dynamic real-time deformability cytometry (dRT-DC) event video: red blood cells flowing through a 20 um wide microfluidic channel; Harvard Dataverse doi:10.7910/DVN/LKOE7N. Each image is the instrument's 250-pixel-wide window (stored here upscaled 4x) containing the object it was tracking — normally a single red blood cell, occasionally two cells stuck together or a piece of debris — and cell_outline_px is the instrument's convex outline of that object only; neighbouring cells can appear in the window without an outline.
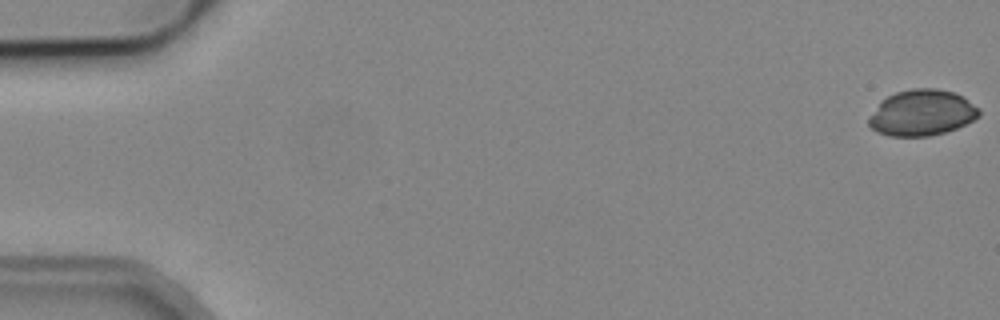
{"species": "common noctule bat (a hibernating species)", "species_latin": "Nyctalus noctula", "temperature_condition": "cold", "stored_images_in_passage": 14, "camera_frame_rate_fps": 3000, "um_per_image_px": 0.085, "animal": {"sex": "male", "body_mass_g": 19.2, "forearm_length_mm": 51.8}, "frame": {"image": 1, "passage_image": 1, "time_ms": 0.0, "image_size_px": [1000, 320], "cell_outline_px": [[980, 116], [956, 128], [944, 132], [928, 136], [888, 136], [876, 132], [868, 124], [868, 120], [880, 100], [896, 92], [912, 88], [936, 88], [952, 92], [964, 96], [980, 108]], "centroid_in_image_um": [78.36, 9.58], "position_along_channel_um": 6.6, "area_um2": 29.59}}